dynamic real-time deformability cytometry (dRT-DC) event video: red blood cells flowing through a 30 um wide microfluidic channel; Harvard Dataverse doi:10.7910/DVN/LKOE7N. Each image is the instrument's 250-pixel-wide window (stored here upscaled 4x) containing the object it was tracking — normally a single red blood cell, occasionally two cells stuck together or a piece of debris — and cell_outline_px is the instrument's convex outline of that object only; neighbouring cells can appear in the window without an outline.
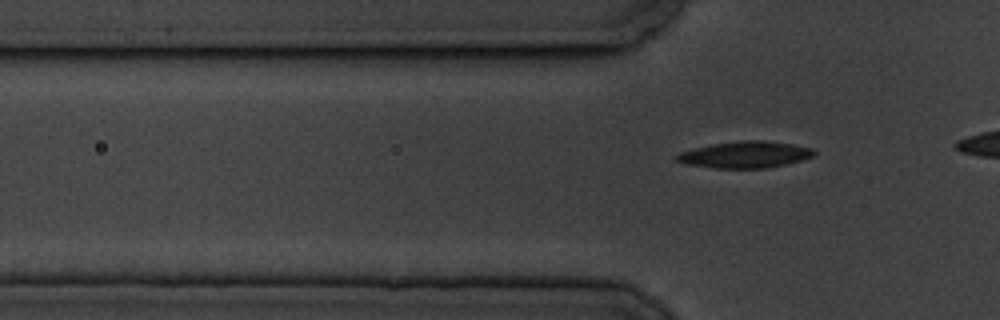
{"species": "common noctule bat (a hibernating species)", "species_latin": "Nyctalus noctula", "temperature_condition": "cold", "stored_images_in_passage": 5, "segment_of_instrument_passage": [2, 2], "camera_frame_rate_fps": 3000, "um_per_image_px": 0.085, "animal": {"sex": "male", "body_mass_g": 19.5, "forearm_length_mm": 54.6}, "frame": {"image": 1, "passage_image": 5, "time_ms": 4.333, "image_size_px": [1000, 320], "cell_outline_px": [[816, 156], [804, 160], [788, 164], [764, 168], [716, 168], [684, 164], [676, 160], [672, 156], [680, 152], [712, 144], [744, 140], [764, 140], [792, 144], [812, 148], [816, 152]], "centroid_in_image_um": [63.36, 13.15], "position_along_channel_um": 62.4, "area_um2": 21.44}}